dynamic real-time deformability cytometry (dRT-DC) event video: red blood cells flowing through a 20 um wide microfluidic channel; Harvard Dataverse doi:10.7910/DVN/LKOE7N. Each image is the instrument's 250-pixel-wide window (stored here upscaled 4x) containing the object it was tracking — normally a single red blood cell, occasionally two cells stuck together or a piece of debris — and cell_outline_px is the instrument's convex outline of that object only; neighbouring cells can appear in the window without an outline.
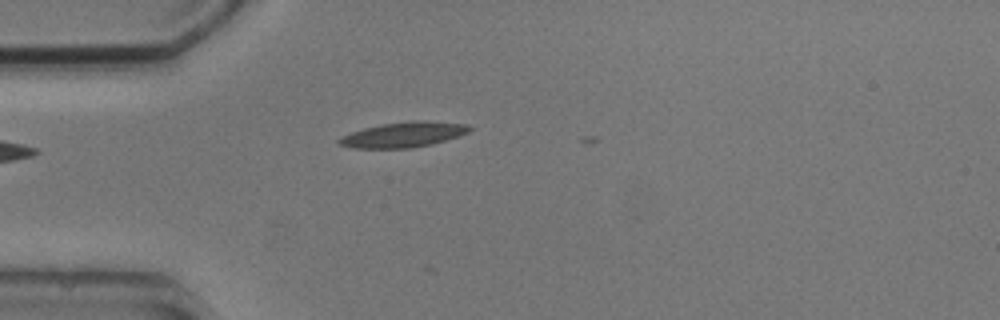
{"species": "common noctule bat (a hibernating species)", "species_latin": "Nyctalus noctula", "temperature_condition": "cold", "stored_images_in_passage": 4, "camera_frame_rate_fps": 3000, "um_per_image_px": 0.085, "animal": {"sex": "male", "body_mass_g": 20.5, "forearm_length_mm": 52.5}, "frame": {"image": 1, "passage_image": 4, "time_ms": 4.667, "image_size_px": [1000, 320], "cell_outline_px": [[472, 128], [468, 132], [460, 136], [432, 144], [412, 148], [352, 148], [340, 144], [336, 140], [340, 136], [364, 128], [380, 124], [412, 120], [424, 120], [468, 124]], "centroid_in_image_um": [34.31, 11.44], "position_along_channel_um": 50.7, "area_um2": 19.36}}